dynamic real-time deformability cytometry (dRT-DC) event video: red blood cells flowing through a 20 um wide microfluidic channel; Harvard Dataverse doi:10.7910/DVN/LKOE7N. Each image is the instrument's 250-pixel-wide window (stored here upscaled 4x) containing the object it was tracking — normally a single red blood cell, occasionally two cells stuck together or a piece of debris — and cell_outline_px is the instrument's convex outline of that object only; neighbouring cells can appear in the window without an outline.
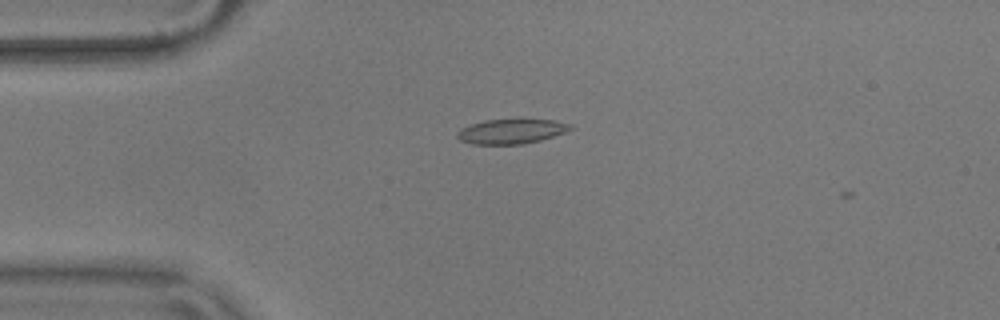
{"species": "common noctule bat (a hibernating species)", "species_latin": "Nyctalus noctula", "temperature_condition": "warm", "stored_images_in_passage": 3, "camera_frame_rate_fps": 3000, "um_per_image_px": 0.085, "animal": {"sex": "male", "body_mass_g": 17.9}, "frame": {"image": 1, "passage_image": 2, "time_ms": 0.333, "image_size_px": [1000, 320], "cell_outline_px": [[572, 128], [564, 132], [540, 140], [524, 144], [472, 144], [460, 140], [456, 136], [456, 132], [472, 124], [484, 120], [520, 116], [552, 120], [572, 124]], "centroid_in_image_um": [43.48, 11.11], "position_along_channel_um": 41.5, "area_um2": 16.94}}